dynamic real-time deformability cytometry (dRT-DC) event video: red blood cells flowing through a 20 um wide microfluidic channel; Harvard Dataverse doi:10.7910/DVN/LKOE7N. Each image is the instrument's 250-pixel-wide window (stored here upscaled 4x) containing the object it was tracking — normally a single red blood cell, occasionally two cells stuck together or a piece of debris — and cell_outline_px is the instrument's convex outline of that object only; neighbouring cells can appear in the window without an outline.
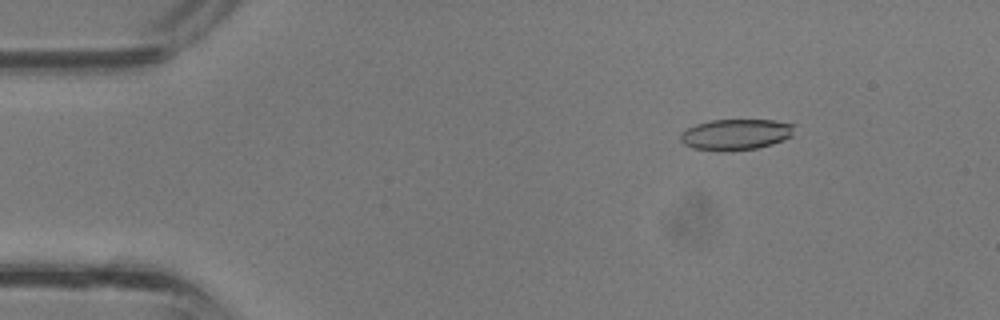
{"species": "common noctule bat (a hibernating species)", "species_latin": "Nyctalus noctula", "temperature_condition": "room temperature", "stored_images_in_passage": 34, "camera_frame_rate_fps": 3000, "um_per_image_px": 0.085, "animal": {"sex": "male", "body_mass_g": 13.3}, "frame": {"image": 1, "passage_image": 2, "time_ms": 0.333, "image_size_px": [1000, 320], "cell_outline_px": [[796, 124], [792, 136], [772, 144], [756, 148], [724, 152], [720, 152], [692, 148], [684, 144], [680, 140], [680, 132], [696, 124], [712, 120], [776, 120]], "centroid_in_image_um": [62.54, 11.43], "position_along_channel_um": 22.5, "area_um2": 20.81}}
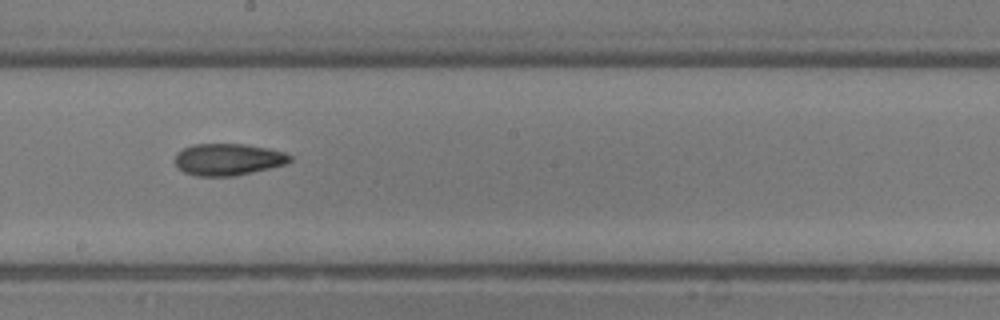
{"frame": {"image": 2, "passage_image": 17, "time_ms": 5.333, "image_size_px": [1000, 320], "cell_outline_px": [[292, 160], [284, 164], [268, 168], [232, 176], [196, 176], [184, 172], [176, 164], [176, 152], [192, 144], [244, 144], [268, 148], [284, 152], [292, 156]], "centroid_in_image_um": [19.37, 13.54], "position_along_channel_um": 228.8, "area_um2": 21.1}}
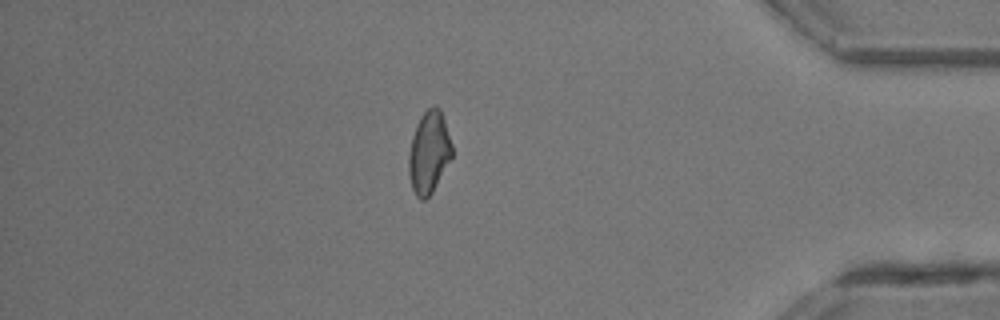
{"frame": {"image": 3, "passage_image": 28, "time_ms": 9.0, "image_size_px": [1000, 320], "cell_outline_px": [[452, 156], [432, 192], [424, 200], [420, 200], [416, 196], [412, 188], [408, 172], [408, 156], [412, 136], [416, 124], [420, 116], [428, 108], [436, 104], [440, 108], [452, 144]], "centroid_in_image_um": [36.44, 12.93], "position_along_channel_um": 398.8, "area_um2": 20.69}}